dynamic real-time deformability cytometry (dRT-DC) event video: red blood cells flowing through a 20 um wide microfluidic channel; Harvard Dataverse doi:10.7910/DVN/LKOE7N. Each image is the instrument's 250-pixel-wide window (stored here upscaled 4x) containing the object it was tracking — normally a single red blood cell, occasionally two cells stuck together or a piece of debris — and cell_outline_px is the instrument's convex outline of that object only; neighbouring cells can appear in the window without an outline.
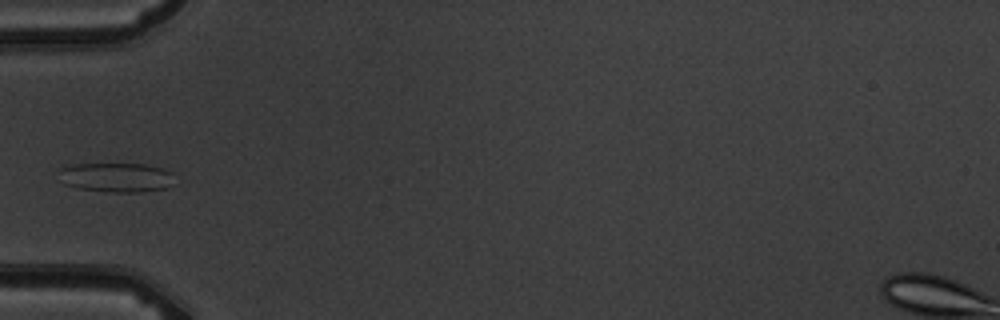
{"species": "common noctule bat (a hibernating species)", "species_latin": "Nyctalus noctula", "temperature_condition": "warm", "stored_images_in_passage": 6, "camera_frame_rate_fps": 3000, "um_per_image_px": 0.085, "animal": {"sex": "male", "body_mass_g": 19.5, "forearm_length_mm": 54.6}, "frame": {"image": 1, "passage_image": 5, "time_ms": 4.667, "image_size_px": [1000, 320], "cell_outline_px": [[176, 184], [168, 188], [140, 192], [108, 192], [76, 188], [64, 184], [56, 172], [60, 168], [72, 164], [144, 164], [164, 168], [172, 172]], "centroid_in_image_um": [9.91, 15.08], "position_along_channel_um": 75.1, "area_um2": 20.35}}
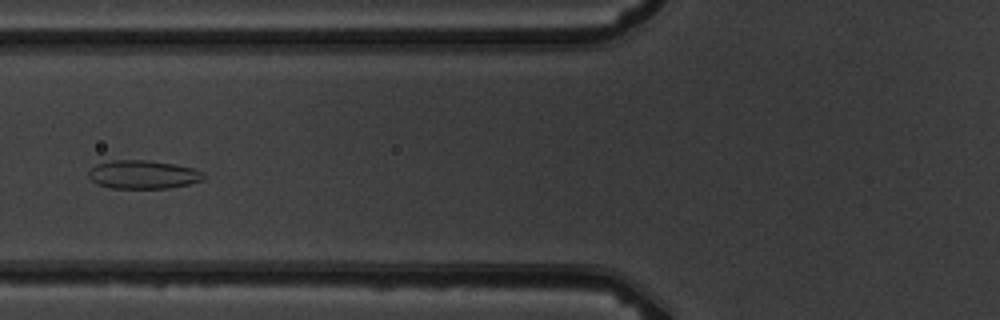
{"frame": {"image": 2, "passage_image": 6, "time_ms": 5.667, "image_size_px": [1000, 320], "cell_outline_px": [[204, 180], [188, 184], [168, 188], [112, 188], [96, 184], [88, 176], [88, 172], [96, 164], [112, 160], [148, 160], [172, 164], [192, 168], [204, 172]], "centroid_in_image_um": [12.15, 14.84], "position_along_channel_um": 113.6, "area_um2": 19.02}}